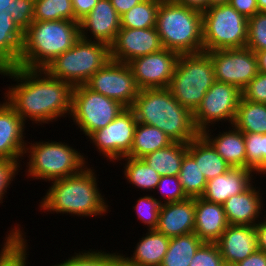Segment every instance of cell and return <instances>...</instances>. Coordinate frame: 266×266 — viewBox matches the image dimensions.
Returning a JSON list of instances; mask_svg holds the SVG:
<instances>
[{
	"mask_svg": "<svg viewBox=\"0 0 266 266\" xmlns=\"http://www.w3.org/2000/svg\"><path fill=\"white\" fill-rule=\"evenodd\" d=\"M75 21L71 0H35L33 21Z\"/></svg>",
	"mask_w": 266,
	"mask_h": 266,
	"instance_id": "cell-37",
	"label": "cell"
},
{
	"mask_svg": "<svg viewBox=\"0 0 266 266\" xmlns=\"http://www.w3.org/2000/svg\"><path fill=\"white\" fill-rule=\"evenodd\" d=\"M125 109L119 101L93 91L85 84L73 88L70 119L86 138L106 127Z\"/></svg>",
	"mask_w": 266,
	"mask_h": 266,
	"instance_id": "cell-10",
	"label": "cell"
},
{
	"mask_svg": "<svg viewBox=\"0 0 266 266\" xmlns=\"http://www.w3.org/2000/svg\"><path fill=\"white\" fill-rule=\"evenodd\" d=\"M186 153V143L172 142L167 147L145 155L142 159L160 176H178Z\"/></svg>",
	"mask_w": 266,
	"mask_h": 266,
	"instance_id": "cell-28",
	"label": "cell"
},
{
	"mask_svg": "<svg viewBox=\"0 0 266 266\" xmlns=\"http://www.w3.org/2000/svg\"><path fill=\"white\" fill-rule=\"evenodd\" d=\"M258 60L259 72L266 73V50L255 52Z\"/></svg>",
	"mask_w": 266,
	"mask_h": 266,
	"instance_id": "cell-52",
	"label": "cell"
},
{
	"mask_svg": "<svg viewBox=\"0 0 266 266\" xmlns=\"http://www.w3.org/2000/svg\"><path fill=\"white\" fill-rule=\"evenodd\" d=\"M239 266H266V253L257 249L246 259L238 263Z\"/></svg>",
	"mask_w": 266,
	"mask_h": 266,
	"instance_id": "cell-48",
	"label": "cell"
},
{
	"mask_svg": "<svg viewBox=\"0 0 266 266\" xmlns=\"http://www.w3.org/2000/svg\"><path fill=\"white\" fill-rule=\"evenodd\" d=\"M229 4L247 19L259 12L256 0H229Z\"/></svg>",
	"mask_w": 266,
	"mask_h": 266,
	"instance_id": "cell-46",
	"label": "cell"
},
{
	"mask_svg": "<svg viewBox=\"0 0 266 266\" xmlns=\"http://www.w3.org/2000/svg\"><path fill=\"white\" fill-rule=\"evenodd\" d=\"M69 145L52 139L51 142L50 140L31 143L27 141L23 154L29 158L25 176L51 182L80 173L90 164L84 153Z\"/></svg>",
	"mask_w": 266,
	"mask_h": 266,
	"instance_id": "cell-6",
	"label": "cell"
},
{
	"mask_svg": "<svg viewBox=\"0 0 266 266\" xmlns=\"http://www.w3.org/2000/svg\"><path fill=\"white\" fill-rule=\"evenodd\" d=\"M130 109L138 123L155 126L173 142L188 144L201 134L193 113L181 106L168 88L141 89Z\"/></svg>",
	"mask_w": 266,
	"mask_h": 266,
	"instance_id": "cell-3",
	"label": "cell"
},
{
	"mask_svg": "<svg viewBox=\"0 0 266 266\" xmlns=\"http://www.w3.org/2000/svg\"><path fill=\"white\" fill-rule=\"evenodd\" d=\"M241 97L236 86L215 81L193 113L197 130L202 133L219 121L222 125L224 121L233 125Z\"/></svg>",
	"mask_w": 266,
	"mask_h": 266,
	"instance_id": "cell-11",
	"label": "cell"
},
{
	"mask_svg": "<svg viewBox=\"0 0 266 266\" xmlns=\"http://www.w3.org/2000/svg\"><path fill=\"white\" fill-rule=\"evenodd\" d=\"M257 188L256 184L252 183L242 193L233 195L222 204L228 224L255 225L263 219L261 217H264L262 210H265L262 196L264 194L260 193V187Z\"/></svg>",
	"mask_w": 266,
	"mask_h": 266,
	"instance_id": "cell-19",
	"label": "cell"
},
{
	"mask_svg": "<svg viewBox=\"0 0 266 266\" xmlns=\"http://www.w3.org/2000/svg\"><path fill=\"white\" fill-rule=\"evenodd\" d=\"M225 211L221 204L195 197L194 233L206 243H215L228 227Z\"/></svg>",
	"mask_w": 266,
	"mask_h": 266,
	"instance_id": "cell-23",
	"label": "cell"
},
{
	"mask_svg": "<svg viewBox=\"0 0 266 266\" xmlns=\"http://www.w3.org/2000/svg\"><path fill=\"white\" fill-rule=\"evenodd\" d=\"M110 60V46L80 37L69 50L56 57L44 70L50 76L74 87L85 84Z\"/></svg>",
	"mask_w": 266,
	"mask_h": 266,
	"instance_id": "cell-8",
	"label": "cell"
},
{
	"mask_svg": "<svg viewBox=\"0 0 266 266\" xmlns=\"http://www.w3.org/2000/svg\"><path fill=\"white\" fill-rule=\"evenodd\" d=\"M156 190L160 194L157 200L162 204L181 202L189 198L184 192L178 176H161ZM161 198L163 201L160 200Z\"/></svg>",
	"mask_w": 266,
	"mask_h": 266,
	"instance_id": "cell-41",
	"label": "cell"
},
{
	"mask_svg": "<svg viewBox=\"0 0 266 266\" xmlns=\"http://www.w3.org/2000/svg\"><path fill=\"white\" fill-rule=\"evenodd\" d=\"M259 12H266V0H256Z\"/></svg>",
	"mask_w": 266,
	"mask_h": 266,
	"instance_id": "cell-55",
	"label": "cell"
},
{
	"mask_svg": "<svg viewBox=\"0 0 266 266\" xmlns=\"http://www.w3.org/2000/svg\"><path fill=\"white\" fill-rule=\"evenodd\" d=\"M12 0H0V13L5 11L8 15H11L9 12Z\"/></svg>",
	"mask_w": 266,
	"mask_h": 266,
	"instance_id": "cell-53",
	"label": "cell"
},
{
	"mask_svg": "<svg viewBox=\"0 0 266 266\" xmlns=\"http://www.w3.org/2000/svg\"><path fill=\"white\" fill-rule=\"evenodd\" d=\"M142 1L143 0H110L120 17Z\"/></svg>",
	"mask_w": 266,
	"mask_h": 266,
	"instance_id": "cell-50",
	"label": "cell"
},
{
	"mask_svg": "<svg viewBox=\"0 0 266 266\" xmlns=\"http://www.w3.org/2000/svg\"><path fill=\"white\" fill-rule=\"evenodd\" d=\"M24 33L14 23L11 15L0 13V71L18 67Z\"/></svg>",
	"mask_w": 266,
	"mask_h": 266,
	"instance_id": "cell-26",
	"label": "cell"
},
{
	"mask_svg": "<svg viewBox=\"0 0 266 266\" xmlns=\"http://www.w3.org/2000/svg\"><path fill=\"white\" fill-rule=\"evenodd\" d=\"M229 0H208V8L212 6H218L223 4H228Z\"/></svg>",
	"mask_w": 266,
	"mask_h": 266,
	"instance_id": "cell-54",
	"label": "cell"
},
{
	"mask_svg": "<svg viewBox=\"0 0 266 266\" xmlns=\"http://www.w3.org/2000/svg\"><path fill=\"white\" fill-rule=\"evenodd\" d=\"M25 124L6 100L0 102V159L24 160Z\"/></svg>",
	"mask_w": 266,
	"mask_h": 266,
	"instance_id": "cell-18",
	"label": "cell"
},
{
	"mask_svg": "<svg viewBox=\"0 0 266 266\" xmlns=\"http://www.w3.org/2000/svg\"><path fill=\"white\" fill-rule=\"evenodd\" d=\"M21 165V166H20ZM21 161H12L9 159H0V204L3 203L4 195L10 188L15 176L18 175L21 170ZM20 168V169H19Z\"/></svg>",
	"mask_w": 266,
	"mask_h": 266,
	"instance_id": "cell-45",
	"label": "cell"
},
{
	"mask_svg": "<svg viewBox=\"0 0 266 266\" xmlns=\"http://www.w3.org/2000/svg\"><path fill=\"white\" fill-rule=\"evenodd\" d=\"M203 243L194 232L171 237L161 266H189Z\"/></svg>",
	"mask_w": 266,
	"mask_h": 266,
	"instance_id": "cell-30",
	"label": "cell"
},
{
	"mask_svg": "<svg viewBox=\"0 0 266 266\" xmlns=\"http://www.w3.org/2000/svg\"><path fill=\"white\" fill-rule=\"evenodd\" d=\"M223 261L239 263L258 249L255 225H228L215 242Z\"/></svg>",
	"mask_w": 266,
	"mask_h": 266,
	"instance_id": "cell-20",
	"label": "cell"
},
{
	"mask_svg": "<svg viewBox=\"0 0 266 266\" xmlns=\"http://www.w3.org/2000/svg\"><path fill=\"white\" fill-rule=\"evenodd\" d=\"M187 153L198 163L207 181L231 168L201 134L187 144Z\"/></svg>",
	"mask_w": 266,
	"mask_h": 266,
	"instance_id": "cell-27",
	"label": "cell"
},
{
	"mask_svg": "<svg viewBox=\"0 0 266 266\" xmlns=\"http://www.w3.org/2000/svg\"><path fill=\"white\" fill-rule=\"evenodd\" d=\"M228 128V131L225 130L220 132L219 130L218 134L213 133L214 131L212 128H208L203 131L201 135L213 146L216 152L231 166V168L247 169L244 133L234 125L228 126Z\"/></svg>",
	"mask_w": 266,
	"mask_h": 266,
	"instance_id": "cell-24",
	"label": "cell"
},
{
	"mask_svg": "<svg viewBox=\"0 0 266 266\" xmlns=\"http://www.w3.org/2000/svg\"><path fill=\"white\" fill-rule=\"evenodd\" d=\"M179 53L163 48L152 54L132 59L127 64L132 70L138 88H168Z\"/></svg>",
	"mask_w": 266,
	"mask_h": 266,
	"instance_id": "cell-15",
	"label": "cell"
},
{
	"mask_svg": "<svg viewBox=\"0 0 266 266\" xmlns=\"http://www.w3.org/2000/svg\"><path fill=\"white\" fill-rule=\"evenodd\" d=\"M79 38V22L33 21L24 32L18 66L27 69H44L56 57L69 50Z\"/></svg>",
	"mask_w": 266,
	"mask_h": 266,
	"instance_id": "cell-4",
	"label": "cell"
},
{
	"mask_svg": "<svg viewBox=\"0 0 266 266\" xmlns=\"http://www.w3.org/2000/svg\"><path fill=\"white\" fill-rule=\"evenodd\" d=\"M156 29L163 48L179 54L204 51L202 12L173 0H161L157 12Z\"/></svg>",
	"mask_w": 266,
	"mask_h": 266,
	"instance_id": "cell-5",
	"label": "cell"
},
{
	"mask_svg": "<svg viewBox=\"0 0 266 266\" xmlns=\"http://www.w3.org/2000/svg\"><path fill=\"white\" fill-rule=\"evenodd\" d=\"M233 125L243 133L266 134V104L241 97Z\"/></svg>",
	"mask_w": 266,
	"mask_h": 266,
	"instance_id": "cell-31",
	"label": "cell"
},
{
	"mask_svg": "<svg viewBox=\"0 0 266 266\" xmlns=\"http://www.w3.org/2000/svg\"><path fill=\"white\" fill-rule=\"evenodd\" d=\"M16 225H13V228L8 231L9 233L7 232L8 235L6 234L3 240L5 242L0 250V266H28L30 264L27 261L29 245L24 234L25 232L21 225Z\"/></svg>",
	"mask_w": 266,
	"mask_h": 266,
	"instance_id": "cell-32",
	"label": "cell"
},
{
	"mask_svg": "<svg viewBox=\"0 0 266 266\" xmlns=\"http://www.w3.org/2000/svg\"><path fill=\"white\" fill-rule=\"evenodd\" d=\"M163 49L156 27L146 29L121 28L110 46L111 59L128 63L132 59Z\"/></svg>",
	"mask_w": 266,
	"mask_h": 266,
	"instance_id": "cell-16",
	"label": "cell"
},
{
	"mask_svg": "<svg viewBox=\"0 0 266 266\" xmlns=\"http://www.w3.org/2000/svg\"><path fill=\"white\" fill-rule=\"evenodd\" d=\"M215 81L207 52L180 54L168 89L181 106L194 113Z\"/></svg>",
	"mask_w": 266,
	"mask_h": 266,
	"instance_id": "cell-7",
	"label": "cell"
},
{
	"mask_svg": "<svg viewBox=\"0 0 266 266\" xmlns=\"http://www.w3.org/2000/svg\"><path fill=\"white\" fill-rule=\"evenodd\" d=\"M248 37V19L229 3L212 6L202 12L204 52L244 48Z\"/></svg>",
	"mask_w": 266,
	"mask_h": 266,
	"instance_id": "cell-9",
	"label": "cell"
},
{
	"mask_svg": "<svg viewBox=\"0 0 266 266\" xmlns=\"http://www.w3.org/2000/svg\"><path fill=\"white\" fill-rule=\"evenodd\" d=\"M246 47L254 52L266 50V12H258L248 19Z\"/></svg>",
	"mask_w": 266,
	"mask_h": 266,
	"instance_id": "cell-40",
	"label": "cell"
},
{
	"mask_svg": "<svg viewBox=\"0 0 266 266\" xmlns=\"http://www.w3.org/2000/svg\"><path fill=\"white\" fill-rule=\"evenodd\" d=\"M223 259L216 243L204 242L196 251L189 266H221Z\"/></svg>",
	"mask_w": 266,
	"mask_h": 266,
	"instance_id": "cell-43",
	"label": "cell"
},
{
	"mask_svg": "<svg viewBox=\"0 0 266 266\" xmlns=\"http://www.w3.org/2000/svg\"><path fill=\"white\" fill-rule=\"evenodd\" d=\"M0 75L17 81L7 87L4 99L25 123L31 120L41 126L71 116L74 87L70 83L50 76L44 69L19 66L0 71Z\"/></svg>",
	"mask_w": 266,
	"mask_h": 266,
	"instance_id": "cell-1",
	"label": "cell"
},
{
	"mask_svg": "<svg viewBox=\"0 0 266 266\" xmlns=\"http://www.w3.org/2000/svg\"><path fill=\"white\" fill-rule=\"evenodd\" d=\"M79 29L82 39L111 46L121 29L120 16L110 0H98L90 13L79 21Z\"/></svg>",
	"mask_w": 266,
	"mask_h": 266,
	"instance_id": "cell-17",
	"label": "cell"
},
{
	"mask_svg": "<svg viewBox=\"0 0 266 266\" xmlns=\"http://www.w3.org/2000/svg\"><path fill=\"white\" fill-rule=\"evenodd\" d=\"M195 198L161 204L156 231L167 237L194 232Z\"/></svg>",
	"mask_w": 266,
	"mask_h": 266,
	"instance_id": "cell-21",
	"label": "cell"
},
{
	"mask_svg": "<svg viewBox=\"0 0 266 266\" xmlns=\"http://www.w3.org/2000/svg\"><path fill=\"white\" fill-rule=\"evenodd\" d=\"M247 169L266 175V134L244 133Z\"/></svg>",
	"mask_w": 266,
	"mask_h": 266,
	"instance_id": "cell-38",
	"label": "cell"
},
{
	"mask_svg": "<svg viewBox=\"0 0 266 266\" xmlns=\"http://www.w3.org/2000/svg\"><path fill=\"white\" fill-rule=\"evenodd\" d=\"M173 141L155 126L137 123L133 143L127 157L143 158L158 149L167 147Z\"/></svg>",
	"mask_w": 266,
	"mask_h": 266,
	"instance_id": "cell-29",
	"label": "cell"
},
{
	"mask_svg": "<svg viewBox=\"0 0 266 266\" xmlns=\"http://www.w3.org/2000/svg\"><path fill=\"white\" fill-rule=\"evenodd\" d=\"M241 92L243 99L266 104V73L258 72Z\"/></svg>",
	"mask_w": 266,
	"mask_h": 266,
	"instance_id": "cell-44",
	"label": "cell"
},
{
	"mask_svg": "<svg viewBox=\"0 0 266 266\" xmlns=\"http://www.w3.org/2000/svg\"><path fill=\"white\" fill-rule=\"evenodd\" d=\"M256 173L246 168H230L226 173L207 181L203 199L216 204H224L233 195L246 190L253 182ZM254 177V178H253Z\"/></svg>",
	"mask_w": 266,
	"mask_h": 266,
	"instance_id": "cell-22",
	"label": "cell"
},
{
	"mask_svg": "<svg viewBox=\"0 0 266 266\" xmlns=\"http://www.w3.org/2000/svg\"><path fill=\"white\" fill-rule=\"evenodd\" d=\"M221 266H239L238 263L226 262L223 261Z\"/></svg>",
	"mask_w": 266,
	"mask_h": 266,
	"instance_id": "cell-56",
	"label": "cell"
},
{
	"mask_svg": "<svg viewBox=\"0 0 266 266\" xmlns=\"http://www.w3.org/2000/svg\"><path fill=\"white\" fill-rule=\"evenodd\" d=\"M35 0H12L9 12L14 23L24 33L33 22Z\"/></svg>",
	"mask_w": 266,
	"mask_h": 266,
	"instance_id": "cell-42",
	"label": "cell"
},
{
	"mask_svg": "<svg viewBox=\"0 0 266 266\" xmlns=\"http://www.w3.org/2000/svg\"><path fill=\"white\" fill-rule=\"evenodd\" d=\"M85 85L108 98L130 108L138 96V88L132 70L127 63L110 60L95 72Z\"/></svg>",
	"mask_w": 266,
	"mask_h": 266,
	"instance_id": "cell-13",
	"label": "cell"
},
{
	"mask_svg": "<svg viewBox=\"0 0 266 266\" xmlns=\"http://www.w3.org/2000/svg\"><path fill=\"white\" fill-rule=\"evenodd\" d=\"M178 177L189 198L201 197L204 194L207 180L199 169L198 163L188 153L183 158Z\"/></svg>",
	"mask_w": 266,
	"mask_h": 266,
	"instance_id": "cell-35",
	"label": "cell"
},
{
	"mask_svg": "<svg viewBox=\"0 0 266 266\" xmlns=\"http://www.w3.org/2000/svg\"><path fill=\"white\" fill-rule=\"evenodd\" d=\"M213 63L215 80L236 86L242 91L257 75L258 60L248 47L207 52Z\"/></svg>",
	"mask_w": 266,
	"mask_h": 266,
	"instance_id": "cell-14",
	"label": "cell"
},
{
	"mask_svg": "<svg viewBox=\"0 0 266 266\" xmlns=\"http://www.w3.org/2000/svg\"><path fill=\"white\" fill-rule=\"evenodd\" d=\"M161 0H143L120 17L121 28L146 29L156 27Z\"/></svg>",
	"mask_w": 266,
	"mask_h": 266,
	"instance_id": "cell-34",
	"label": "cell"
},
{
	"mask_svg": "<svg viewBox=\"0 0 266 266\" xmlns=\"http://www.w3.org/2000/svg\"><path fill=\"white\" fill-rule=\"evenodd\" d=\"M173 1L201 12H204L208 8V0H173Z\"/></svg>",
	"mask_w": 266,
	"mask_h": 266,
	"instance_id": "cell-51",
	"label": "cell"
},
{
	"mask_svg": "<svg viewBox=\"0 0 266 266\" xmlns=\"http://www.w3.org/2000/svg\"><path fill=\"white\" fill-rule=\"evenodd\" d=\"M51 266H122V258L119 252L89 249L75 252L62 263Z\"/></svg>",
	"mask_w": 266,
	"mask_h": 266,
	"instance_id": "cell-36",
	"label": "cell"
},
{
	"mask_svg": "<svg viewBox=\"0 0 266 266\" xmlns=\"http://www.w3.org/2000/svg\"><path fill=\"white\" fill-rule=\"evenodd\" d=\"M96 176L91 165L73 176L51 181V186L39 202L40 210L43 209L44 213H62L81 218L105 216L109 205L105 195L100 192Z\"/></svg>",
	"mask_w": 266,
	"mask_h": 266,
	"instance_id": "cell-2",
	"label": "cell"
},
{
	"mask_svg": "<svg viewBox=\"0 0 266 266\" xmlns=\"http://www.w3.org/2000/svg\"><path fill=\"white\" fill-rule=\"evenodd\" d=\"M133 207L138 220L145 224L147 230H155L158 225L161 202L154 195H144L137 199Z\"/></svg>",
	"mask_w": 266,
	"mask_h": 266,
	"instance_id": "cell-39",
	"label": "cell"
},
{
	"mask_svg": "<svg viewBox=\"0 0 266 266\" xmlns=\"http://www.w3.org/2000/svg\"><path fill=\"white\" fill-rule=\"evenodd\" d=\"M71 1L75 13L76 22H79L86 15H88L98 2V0H71Z\"/></svg>",
	"mask_w": 266,
	"mask_h": 266,
	"instance_id": "cell-47",
	"label": "cell"
},
{
	"mask_svg": "<svg viewBox=\"0 0 266 266\" xmlns=\"http://www.w3.org/2000/svg\"><path fill=\"white\" fill-rule=\"evenodd\" d=\"M266 214H264L263 220H259L255 224L257 233L258 249L266 253Z\"/></svg>",
	"mask_w": 266,
	"mask_h": 266,
	"instance_id": "cell-49",
	"label": "cell"
},
{
	"mask_svg": "<svg viewBox=\"0 0 266 266\" xmlns=\"http://www.w3.org/2000/svg\"><path fill=\"white\" fill-rule=\"evenodd\" d=\"M137 120L133 111L126 108L106 127L91 133L87 139L96 147L102 158L112 164L130 153Z\"/></svg>",
	"mask_w": 266,
	"mask_h": 266,
	"instance_id": "cell-12",
	"label": "cell"
},
{
	"mask_svg": "<svg viewBox=\"0 0 266 266\" xmlns=\"http://www.w3.org/2000/svg\"><path fill=\"white\" fill-rule=\"evenodd\" d=\"M169 243L170 237L156 230H147L135 244L133 255L121 253L122 266H161Z\"/></svg>",
	"mask_w": 266,
	"mask_h": 266,
	"instance_id": "cell-25",
	"label": "cell"
},
{
	"mask_svg": "<svg viewBox=\"0 0 266 266\" xmlns=\"http://www.w3.org/2000/svg\"><path fill=\"white\" fill-rule=\"evenodd\" d=\"M119 161H125L123 163V176L127 179V183L146 192L156 190L161 176L142 158L125 156L116 162Z\"/></svg>",
	"mask_w": 266,
	"mask_h": 266,
	"instance_id": "cell-33",
	"label": "cell"
}]
</instances>
